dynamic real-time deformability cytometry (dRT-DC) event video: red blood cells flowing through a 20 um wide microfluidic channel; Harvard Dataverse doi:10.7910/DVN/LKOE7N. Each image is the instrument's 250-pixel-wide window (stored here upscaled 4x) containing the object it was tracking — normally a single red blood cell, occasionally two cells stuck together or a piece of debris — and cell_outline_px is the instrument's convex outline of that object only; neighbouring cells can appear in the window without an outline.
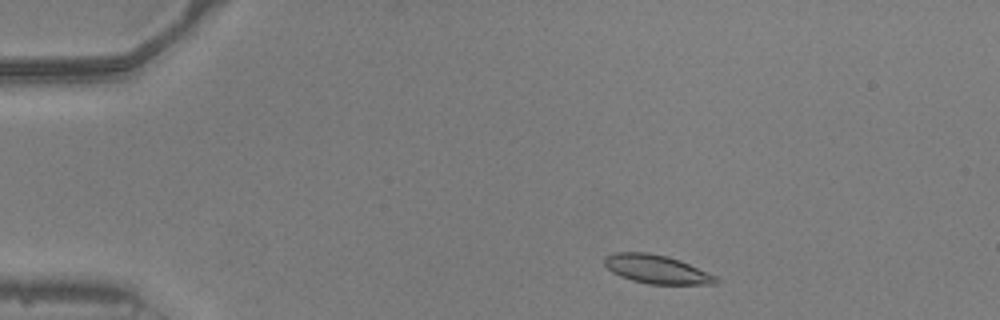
{"species": "common noctule bat (a hibernating species)", "species_latin": "Nyctalus noctula", "temperature_condition": "warm", "stored_images_in_passage": 41, "camera_frame_rate_fps": 3000, "um_per_image_px": 0.085, "animal": {"sex": "male", "body_mass_g": 20.5, "forearm_length_mm": 52.5}, "frame": {"image": 1, "passage_image": 3, "time_ms": 0.667, "image_size_px": [1000, 320], "cell_outline_px": [[720, 280], [716, 284], [648, 284], [632, 280], [620, 276], [612, 272], [604, 264], [604, 256], [612, 252], [648, 252], [668, 256], [680, 260], [716, 276]], "centroid_in_image_um": [55.79, 22.88], "position_along_channel_um": 29.2, "area_um2": 18.67}}
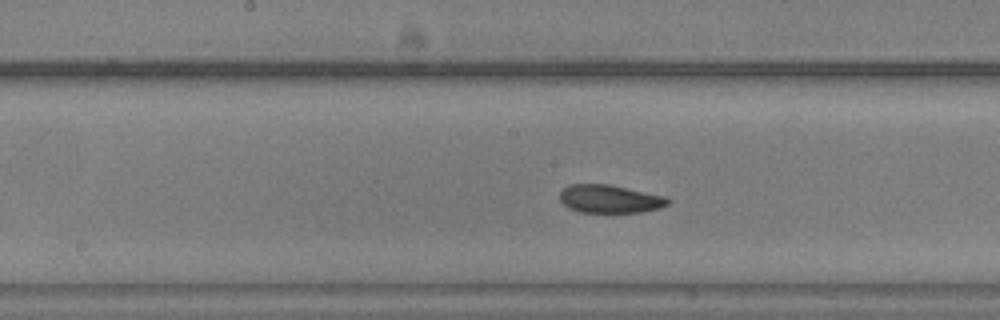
{"frame": {"image": 2, "passage_image": 21, "time_ms": 6.667, "image_size_px": [1000, 320], "cell_outline_px": [[672, 200], [668, 204], [660, 208], [640, 212], [580, 212], [568, 208], [560, 200], [560, 192], [568, 184], [608, 184], [668, 196]], "centroid_in_image_um": [51.86, 16.9], "position_along_channel_um": 196.3, "area_um2": 17.86}}
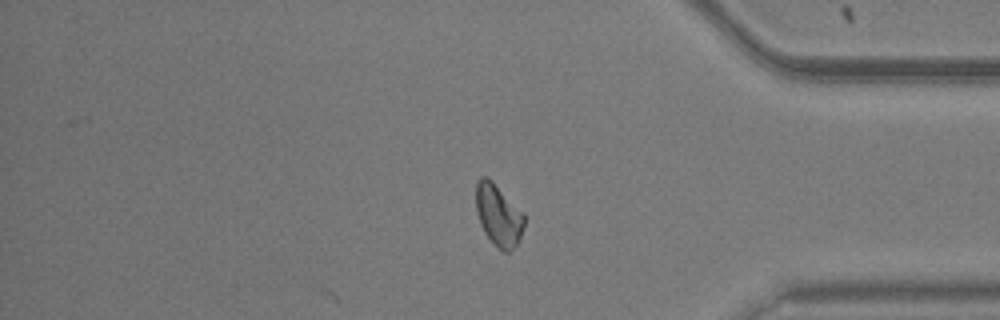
{"frame": {"image": 3, "passage_image": 41, "time_ms": 13.333, "image_size_px": [1000, 320], "cell_outline_px": [[524, 224], [520, 240], [508, 252], [504, 252], [484, 232], [480, 224], [476, 212], [476, 180], [480, 176], [488, 176], [524, 212]], "centroid_in_image_um": [42.36, 18.22], "position_along_channel_um": 392.8, "area_um2": 17.4}, "authors_computed_cell_mechanics": {"area_um2": 18.1492, "velocity_mm_per_s": 3.9309, "shape_relaxation_time_tau1_ms": 6.1632, "shape_relaxation_time_tau2_ms": 2.1703, "deformation_change_tau1": 0.1647, "deformation_change_tau2": 0.0902}}